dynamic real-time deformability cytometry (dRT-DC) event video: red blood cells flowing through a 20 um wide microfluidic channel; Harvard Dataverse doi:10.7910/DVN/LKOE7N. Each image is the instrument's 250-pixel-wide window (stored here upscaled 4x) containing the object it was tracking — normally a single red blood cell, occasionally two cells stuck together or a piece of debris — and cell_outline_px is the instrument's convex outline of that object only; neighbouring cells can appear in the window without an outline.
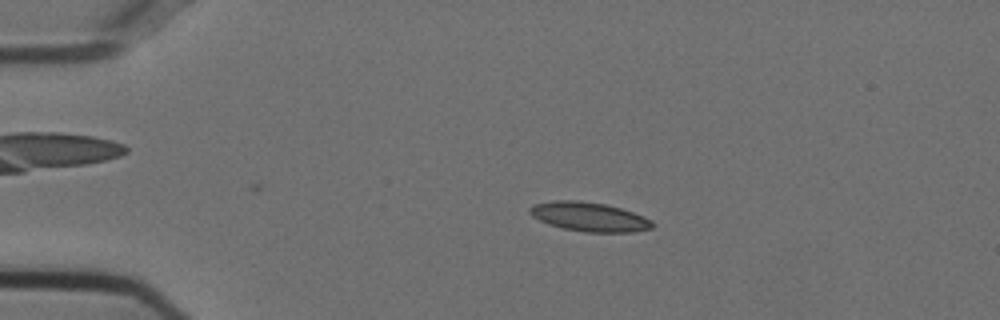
{"species": "Egyptian fruit bat (a non-hibernating species)", "species_latin": "Rousettus aegyptiacus", "temperature_condition": "cold", "stored_images_in_passage": 47, "camera_frame_rate_fps": 3000, "um_per_image_px": 0.085, "animal": {"sex": "female"}, "frame": {"image": 1, "passage_image": 11, "time_ms": 3.333, "image_size_px": [1000, 320], "cell_outline_px": [[656, 224], [652, 228], [632, 232], [584, 232], [564, 228], [548, 224], [532, 216], [528, 212], [528, 208], [532, 204], [552, 200], [576, 200], [604, 204], [620, 208], [644, 216], [652, 220]], "centroid_in_image_um": [50.07, 18.42], "position_along_channel_um": 34.9, "area_um2": 20.92}}
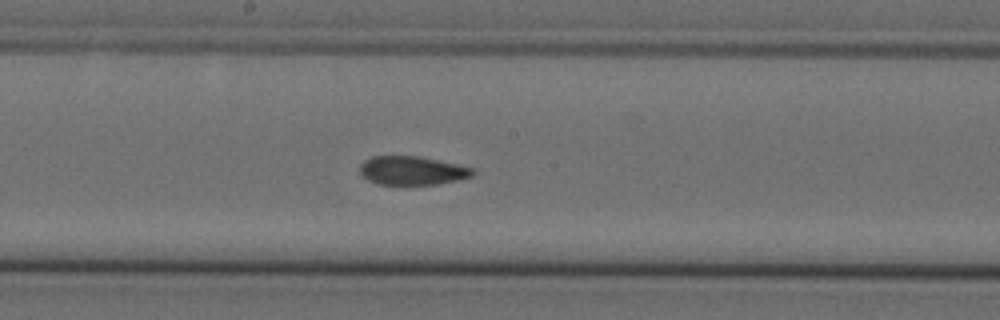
{"frame": {"image": 2, "passage_image": 29, "time_ms": 9.333, "image_size_px": [1000, 320], "cell_outline_px": [[476, 172], [472, 176], [456, 180], [436, 184], [376, 184], [368, 180], [360, 172], [360, 164], [364, 160], [372, 156], [420, 156], [456, 164], [472, 168]], "centroid_in_image_um": [35.01, 14.49], "position_along_channel_um": 213.2, "area_um2": 18.73}}
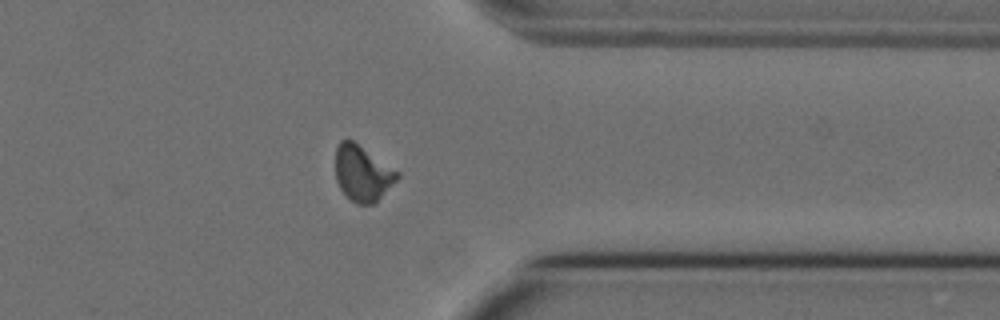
{"frame": {"image": 3, "passage_image": 43, "time_ms": 14.0, "image_size_px": [1000, 320], "cell_outline_px": [[400, 176], [372, 204], [356, 204], [340, 188], [336, 180], [336, 148], [340, 140], [352, 140], [400, 172]], "centroid_in_image_um": [30.8, 14.71], "position_along_channel_um": 380.6, "area_um2": 19.59}, "authors_computed_cell_mechanics": {"area_um2": 19.9988, "velocity_mm_per_s": 3.7314, "shape_relaxation_time_tau1_ms": 10.9216, "shape_relaxation_time_tau2_ms": 2.1251, "deformation_change_tau1": 0.2399, "deformation_change_tau2": 0.0856}}